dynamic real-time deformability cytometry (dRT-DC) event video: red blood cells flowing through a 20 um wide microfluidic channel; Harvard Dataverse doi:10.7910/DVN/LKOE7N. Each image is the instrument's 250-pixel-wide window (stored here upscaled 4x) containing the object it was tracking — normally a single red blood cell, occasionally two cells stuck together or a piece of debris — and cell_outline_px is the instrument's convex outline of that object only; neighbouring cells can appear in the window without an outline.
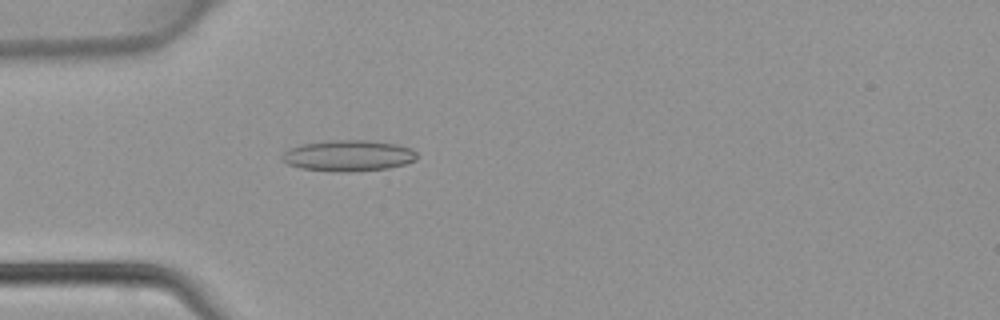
{"species": "common noctule bat (a hibernating species)", "species_latin": "Nyctalus noctula", "temperature_condition": "warm", "stored_images_in_passage": 46, "camera_frame_rate_fps": 3000, "um_per_image_px": 0.085, "animal": {"sex": "female", "body_mass_g": 22.7, "forearm_length_mm": 54.2}, "frame": {"image": 1, "passage_image": 14, "time_ms": 4.333, "image_size_px": [1000, 320], "cell_outline_px": [[416, 160], [404, 164], [388, 168], [352, 172], [344, 172], [300, 168], [288, 164], [280, 160], [280, 156], [284, 152], [292, 148], [304, 144], [328, 140], [368, 140], [396, 144], [412, 148], [416, 152]], "centroid_in_image_um": [29.62, 13.23], "position_along_channel_um": 55.4, "area_um2": 24.39}}
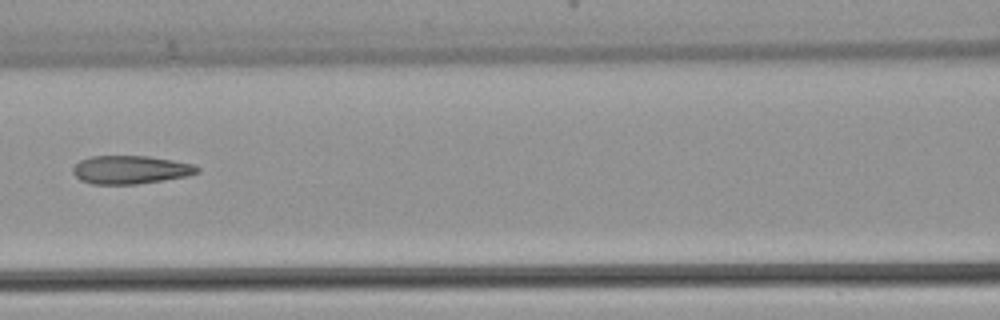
{"frame": {"image": 2, "passage_image": 21, "time_ms": 6.667, "image_size_px": [1000, 320], "cell_outline_px": [[200, 172], [188, 176], [164, 180], [136, 184], [92, 184], [80, 180], [72, 172], [72, 168], [80, 160], [92, 156], [148, 156], [172, 160], [192, 164], [200, 168]], "centroid_in_image_um": [11.09, 14.43], "position_along_channel_um": 155.5, "area_um2": 20.52}}
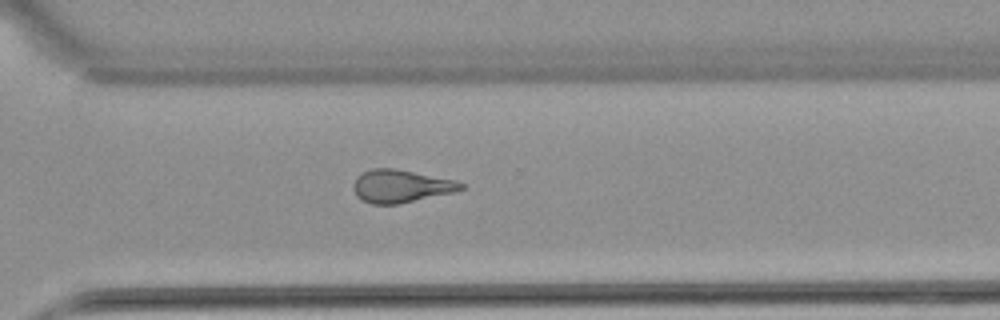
{"frame": {"image": 3, "passage_image": 33, "time_ms": 10.667, "image_size_px": [1000, 320], "cell_outline_px": [[464, 188], [456, 192], [400, 204], [372, 204], [356, 196], [352, 188], [352, 184], [356, 176], [372, 168], [396, 168], [456, 180], [464, 184]], "centroid_in_image_um": [34.08, 15.82], "position_along_channel_um": 336.5, "area_um2": 20.87}}